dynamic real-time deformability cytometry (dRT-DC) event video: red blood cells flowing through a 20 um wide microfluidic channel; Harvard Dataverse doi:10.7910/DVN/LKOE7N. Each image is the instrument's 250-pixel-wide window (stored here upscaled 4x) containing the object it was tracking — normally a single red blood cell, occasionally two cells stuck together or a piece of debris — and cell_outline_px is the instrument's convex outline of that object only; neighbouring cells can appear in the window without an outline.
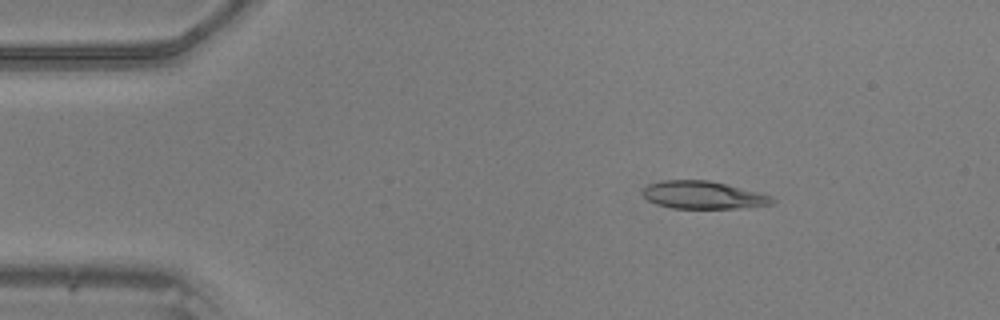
{"species": "common noctule bat (a hibernating species)", "species_latin": "Nyctalus noctula", "temperature_condition": "warm", "stored_images_in_passage": 49, "camera_frame_rate_fps": 3000, "um_per_image_px": 0.085, "animal": {"sex": "male", "body_mass_g": 20.5, "forearm_length_mm": 52.5}, "frame": {"image": 1, "passage_image": 8, "time_ms": 2.333, "image_size_px": [1000, 320], "cell_outline_px": [[776, 200], [772, 204], [736, 208], [672, 208], [656, 204], [648, 200], [640, 192], [648, 184], [664, 180], [708, 180], [760, 192], [772, 196]], "centroid_in_image_um": [59.76, 16.57], "position_along_channel_um": 25.2, "area_um2": 20.87}}
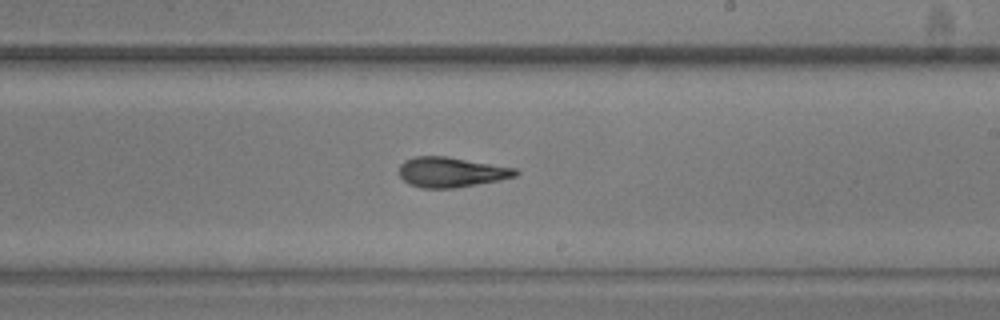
{"frame": {"image": 2, "passage_image": 29, "time_ms": 9.333, "image_size_px": [1000, 320], "cell_outline_px": [[520, 172], [516, 176], [500, 180], [452, 188], [424, 188], [408, 184], [400, 176], [400, 164], [404, 160], [416, 156], [448, 156], [516, 168]], "centroid_in_image_um": [38.36, 14.62], "position_along_channel_um": 250.6, "area_um2": 20.4}}
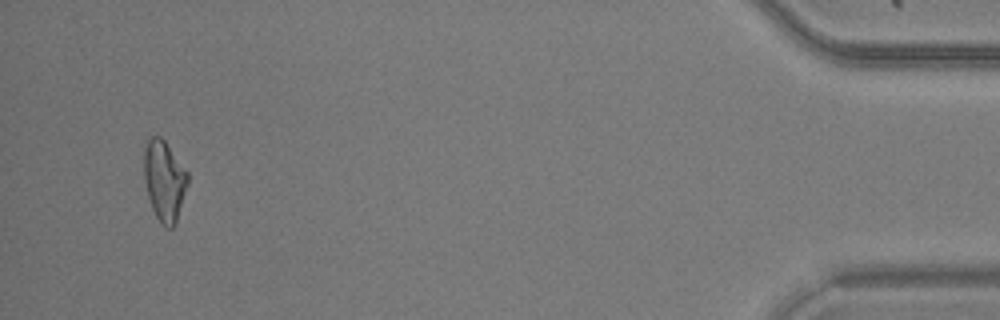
{"frame": {"image": 3, "passage_image": 47, "time_ms": 15.333, "image_size_px": [1000, 320], "cell_outline_px": [[188, 184], [176, 224], [172, 228], [168, 228], [160, 224], [152, 208], [148, 196], [144, 180], [144, 148], [148, 140], [152, 136], [160, 136], [164, 140], [188, 172]], "centroid_in_image_um": [13.97, 15.38], "position_along_channel_um": 421.2, "area_um2": 20.58}}